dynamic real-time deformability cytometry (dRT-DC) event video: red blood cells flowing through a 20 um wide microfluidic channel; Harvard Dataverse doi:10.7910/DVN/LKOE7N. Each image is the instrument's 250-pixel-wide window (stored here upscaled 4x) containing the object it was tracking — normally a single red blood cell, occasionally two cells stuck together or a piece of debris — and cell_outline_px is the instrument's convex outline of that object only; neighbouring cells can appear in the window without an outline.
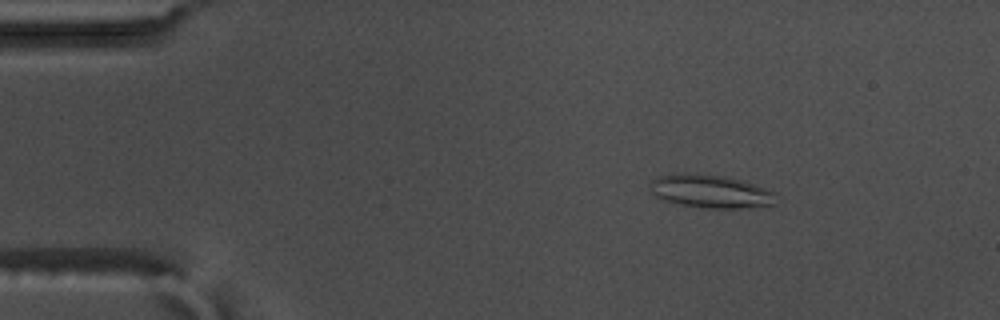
{"species": "common noctule bat (a hibernating species)", "species_latin": "Nyctalus noctula", "temperature_condition": "warm", "stored_images_in_passage": 36, "camera_frame_rate_fps": 3000, "um_per_image_px": 0.085, "animal": {"sex": "male", "body_mass_g": 17.5, "forearm_length_mm": 52.3}, "frame": {"image": 1, "passage_image": 3, "time_ms": 0.667, "image_size_px": [1000, 320], "cell_outline_px": [[776, 204], [752, 208], [704, 208], [676, 204], [656, 196], [652, 192], [652, 180], [656, 176], [676, 172], [724, 176], [740, 180], [776, 192]], "centroid_in_image_um": [60.42, 16.27], "position_along_channel_um": 24.6, "area_um2": 24.45}}
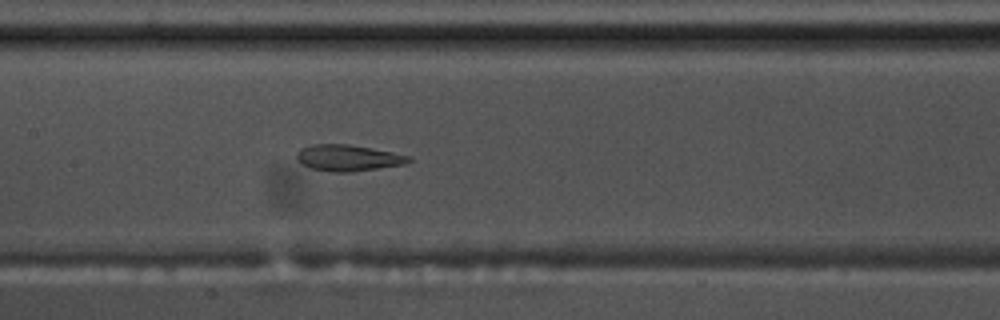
{"frame": {"image": 2, "passage_image": 22, "time_ms": 7.0, "image_size_px": [1000, 320], "cell_outline_px": [[412, 160], [404, 164], [352, 172], [328, 172], [308, 168], [296, 156], [296, 152], [300, 148], [312, 144], [348, 144], [372, 148], [412, 156]], "centroid_in_image_um": [29.58, 13.42], "position_along_channel_um": 177.8, "area_um2": 17.22}}
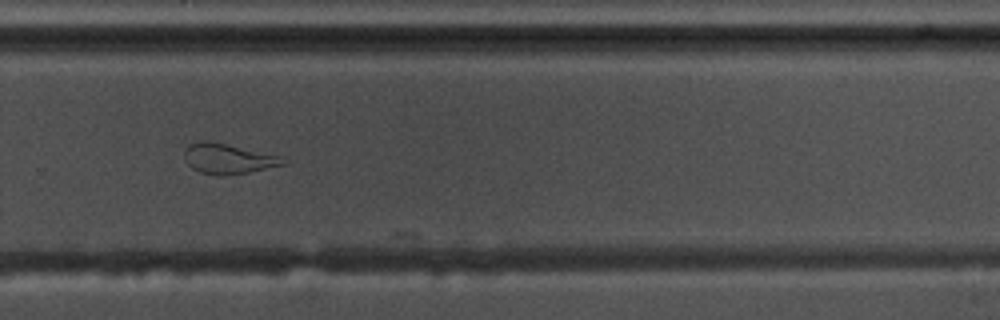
{"frame": {"image": 3, "passage_image": 33, "time_ms": 10.667, "image_size_px": [1000, 320], "cell_outline_px": [[288, 164], [248, 172], [224, 176], [220, 176], [200, 172], [192, 168], [184, 160], [184, 148], [188, 144], [200, 140], [208, 140], [280, 156], [288, 160]], "centroid_in_image_um": [19.36, 13.49], "position_along_channel_um": 310.4, "area_um2": 17.51}}